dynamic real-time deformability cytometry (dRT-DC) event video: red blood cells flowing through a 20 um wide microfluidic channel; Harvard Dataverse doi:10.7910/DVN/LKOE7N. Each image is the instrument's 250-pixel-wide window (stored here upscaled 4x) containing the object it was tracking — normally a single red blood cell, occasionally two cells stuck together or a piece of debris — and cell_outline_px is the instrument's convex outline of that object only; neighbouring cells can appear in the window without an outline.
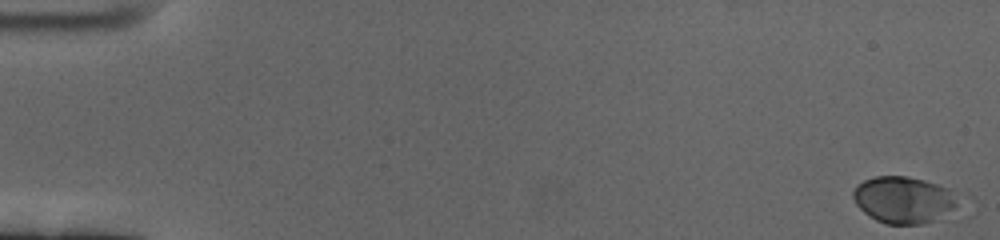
{"species": "human", "species_latin": "Homo sapiens", "temperature_condition": "cold", "stored_images_in_passage": 60, "camera_frame_rate_fps": 3000, "um_per_image_px": 0.085, "donor": {"sex": "female"}, "frame": {"image": 1, "passage_image": 1, "time_ms": 0.0, "image_size_px": [1000, 240], "cell_outline_px": [[976, 212], [972, 216], [960, 220], [924, 224], [884, 224], [868, 216], [856, 204], [852, 196], [852, 192], [856, 184], [864, 180], [876, 176], [908, 176], [924, 180], [948, 188], [976, 200]], "centroid_in_image_um": [77.42, 17.09], "position_along_channel_um": 7.6, "area_um2": 33.18}}
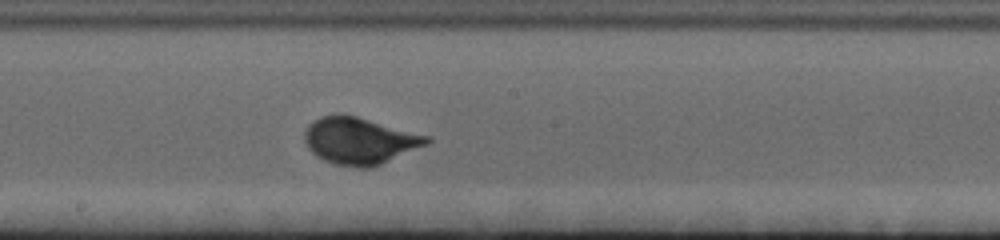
{"frame": {"image": 2, "passage_image": 34, "time_ms": 11.0, "image_size_px": [1000, 240], "cell_outline_px": [[432, 140], [428, 144], [372, 168], [356, 168], [336, 164], [324, 160], [316, 156], [308, 148], [304, 140], [304, 132], [308, 124], [320, 116], [340, 112], [356, 116], [432, 136]], "centroid_in_image_um": [30.57, 11.95], "position_along_channel_um": 217.6, "area_um2": 33.81}}
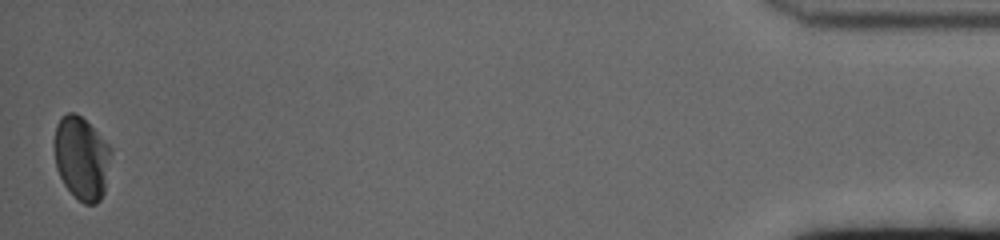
{"frame": {"image": 3, "passage_image": 60, "time_ms": 19.667, "image_size_px": [1000, 240], "cell_outline_px": [[112, 152], [104, 192], [100, 200], [96, 204], [84, 204], [64, 184], [56, 168], [52, 144], [56, 124], [60, 116], [68, 112], [72, 112], [80, 116], [112, 148]], "centroid_in_image_um": [6.9, 13.42], "position_along_channel_um": 428.3, "area_um2": 27.57}, "authors_computed_cell_mechanics": {"area_um2": 29.3335, "velocity_mm_per_s": 3.3953, "shape_relaxation_time_tau1_ms": 2.7268, "shape_relaxation_time_tau2_ms": null, "deformation_change_tau1": 0.1422, "deformation_change_tau2": null}}